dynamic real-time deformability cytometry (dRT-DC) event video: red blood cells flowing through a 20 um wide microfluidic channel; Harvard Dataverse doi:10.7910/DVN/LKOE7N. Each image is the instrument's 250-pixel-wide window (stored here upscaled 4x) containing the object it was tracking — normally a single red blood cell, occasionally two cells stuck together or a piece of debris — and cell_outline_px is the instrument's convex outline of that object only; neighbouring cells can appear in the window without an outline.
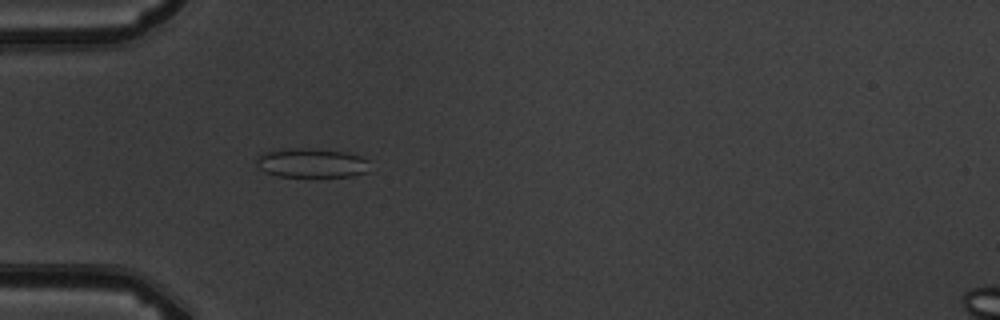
{"species": "common noctule bat (a hibernating species)", "species_latin": "Nyctalus noctula", "temperature_condition": "warm", "stored_images_in_passage": 2, "camera_frame_rate_fps": 3000, "um_per_image_px": 0.085, "animal": {"sex": "male", "body_mass_g": 19.5, "forearm_length_mm": 54.6}, "frame": {"image": 1, "passage_image": 1, "time_ms": 0.0, "image_size_px": [1000, 320], "cell_outline_px": [[368, 172], [352, 176], [280, 176], [264, 172], [260, 168], [256, 160], [256, 156], [264, 152], [288, 148], [312, 148], [348, 152], [360, 156], [368, 160]], "centroid_in_image_um": [26.49, 13.84], "position_along_channel_um": 58.5, "area_um2": 19.36}}